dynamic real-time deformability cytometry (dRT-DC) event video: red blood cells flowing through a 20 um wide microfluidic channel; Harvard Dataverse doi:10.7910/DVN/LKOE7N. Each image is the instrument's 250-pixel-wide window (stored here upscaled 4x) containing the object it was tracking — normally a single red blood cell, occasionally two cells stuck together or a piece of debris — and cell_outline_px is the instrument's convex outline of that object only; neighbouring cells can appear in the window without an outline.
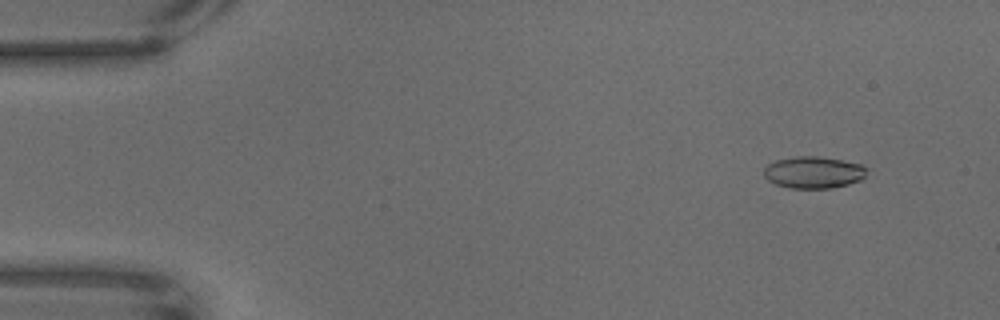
{"species": "common noctule bat (a hibernating species)", "species_latin": "Nyctalus noctula", "temperature_condition": "warm", "stored_images_in_passage": 68, "camera_frame_rate_fps": 3000, "um_per_image_px": 0.085, "animal": {"sex": "male", "body_mass_g": 18.8}, "frame": {"image": 1, "passage_image": 6, "time_ms": 1.667, "image_size_px": [1000, 320], "cell_outline_px": [[868, 168], [864, 176], [860, 180], [848, 184], [832, 188], [788, 188], [776, 184], [768, 180], [764, 176], [764, 168], [768, 164], [776, 160], [796, 156], [816, 156], [840, 160], [860, 164]], "centroid_in_image_um": [69.13, 14.65], "position_along_channel_um": 15.9, "area_um2": 19.02}}
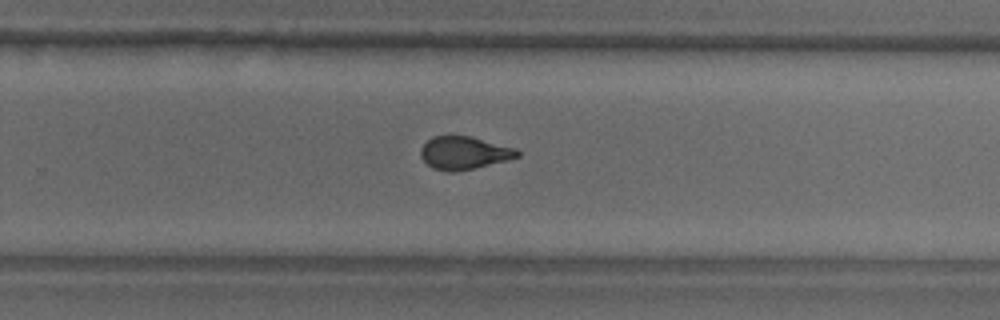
{"frame": {"image": 2, "passage_image": 44, "time_ms": 14.333, "image_size_px": [1000, 320], "cell_outline_px": [[520, 156], [508, 160], [476, 168], [456, 172], [448, 172], [432, 168], [420, 156], [420, 148], [432, 136], [448, 132], [472, 136], [516, 148], [520, 152]], "centroid_in_image_um": [39.43, 12.95], "position_along_channel_um": 290.4, "area_um2": 19.31}}
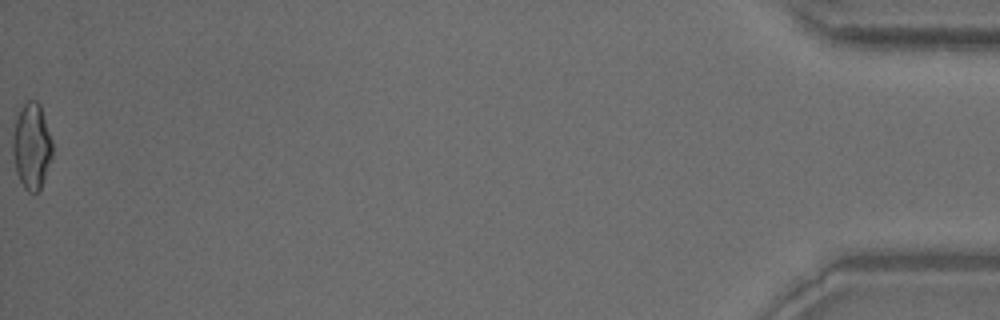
{"frame": {"image": 3, "passage_image": 68, "time_ms": 22.333, "image_size_px": [1000, 320], "cell_outline_px": [[52, 156], [40, 188], [36, 192], [28, 192], [24, 188], [16, 172], [12, 152], [12, 140], [16, 120], [24, 104], [28, 100], [36, 100], [40, 104], [52, 140]], "centroid_in_image_um": [2.69, 12.42], "position_along_channel_um": 432.5, "area_um2": 19.59}}